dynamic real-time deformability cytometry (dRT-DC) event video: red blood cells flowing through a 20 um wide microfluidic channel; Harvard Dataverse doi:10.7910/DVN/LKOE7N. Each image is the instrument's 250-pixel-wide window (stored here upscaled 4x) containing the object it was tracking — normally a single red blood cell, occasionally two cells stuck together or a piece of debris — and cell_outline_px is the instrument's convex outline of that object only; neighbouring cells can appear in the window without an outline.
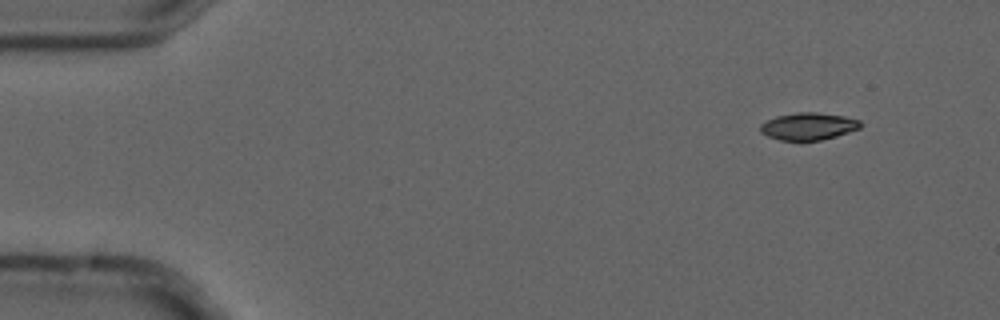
{"species": "common noctule bat (a hibernating species)", "species_latin": "Nyctalus noctula", "temperature_condition": "cold", "stored_images_in_passage": 5, "camera_frame_rate_fps": 3000, "um_per_image_px": 0.085, "animal": {"sex": "male", "forearm_length_mm": 52.5}, "frame": {"image": 1, "passage_image": 2, "time_ms": 0.333, "image_size_px": [1000, 320], "cell_outline_px": [[864, 124], [860, 128], [836, 136], [820, 140], [780, 140], [768, 136], [760, 132], [760, 124], [776, 116], [796, 112], [816, 112], [844, 116], [860, 120]], "centroid_in_image_um": [68.72, 10.72], "position_along_channel_um": 16.3, "area_um2": 15.9}}
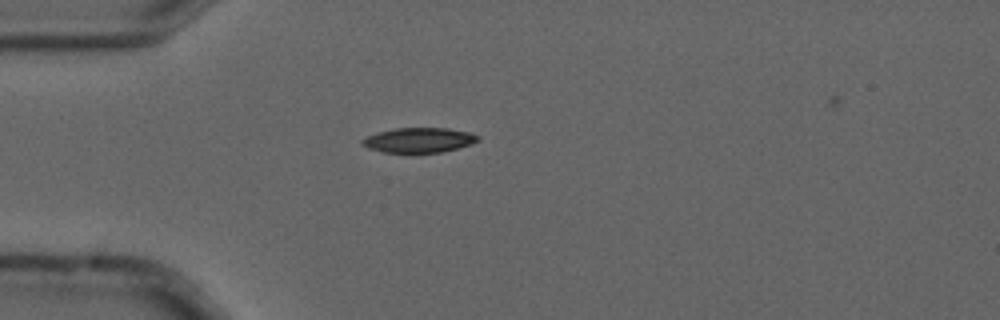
{"frame": {"image": 2, "passage_image": 5, "time_ms": 1.333, "image_size_px": [1000, 320], "cell_outline_px": [[480, 140], [472, 144], [440, 152], [384, 152], [368, 148], [360, 144], [360, 140], [376, 132], [396, 128], [448, 128], [472, 132], [480, 136]], "centroid_in_image_um": [35.62, 11.89], "position_along_channel_um": 49.4, "area_um2": 16.82}}